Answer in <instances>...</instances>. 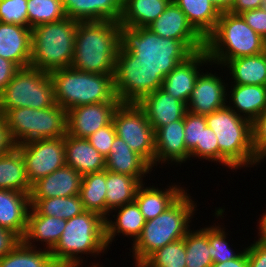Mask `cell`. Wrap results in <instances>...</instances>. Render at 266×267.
Masks as SVG:
<instances>
[{"mask_svg":"<svg viewBox=\"0 0 266 267\" xmlns=\"http://www.w3.org/2000/svg\"><path fill=\"white\" fill-rule=\"evenodd\" d=\"M218 74L206 71L196 79L194 90L187 103V110L196 115L207 116L227 106L228 86Z\"/></svg>","mask_w":266,"mask_h":267,"instance_id":"obj_16","label":"cell"},{"mask_svg":"<svg viewBox=\"0 0 266 267\" xmlns=\"http://www.w3.org/2000/svg\"><path fill=\"white\" fill-rule=\"evenodd\" d=\"M252 148L258 165L266 159V111L251 123Z\"/></svg>","mask_w":266,"mask_h":267,"instance_id":"obj_45","label":"cell"},{"mask_svg":"<svg viewBox=\"0 0 266 267\" xmlns=\"http://www.w3.org/2000/svg\"><path fill=\"white\" fill-rule=\"evenodd\" d=\"M19 68L11 61L0 56V93L14 77Z\"/></svg>","mask_w":266,"mask_h":267,"instance_id":"obj_50","label":"cell"},{"mask_svg":"<svg viewBox=\"0 0 266 267\" xmlns=\"http://www.w3.org/2000/svg\"><path fill=\"white\" fill-rule=\"evenodd\" d=\"M119 44L124 52L133 53L146 66L165 78L193 52L181 41L163 38L147 27H128L119 23Z\"/></svg>","mask_w":266,"mask_h":267,"instance_id":"obj_4","label":"cell"},{"mask_svg":"<svg viewBox=\"0 0 266 267\" xmlns=\"http://www.w3.org/2000/svg\"><path fill=\"white\" fill-rule=\"evenodd\" d=\"M193 28L206 39L216 28L221 12L209 0H173Z\"/></svg>","mask_w":266,"mask_h":267,"instance_id":"obj_31","label":"cell"},{"mask_svg":"<svg viewBox=\"0 0 266 267\" xmlns=\"http://www.w3.org/2000/svg\"><path fill=\"white\" fill-rule=\"evenodd\" d=\"M211 267H248L247 250L243 248V252L233 260L222 263H213Z\"/></svg>","mask_w":266,"mask_h":267,"instance_id":"obj_53","label":"cell"},{"mask_svg":"<svg viewBox=\"0 0 266 267\" xmlns=\"http://www.w3.org/2000/svg\"><path fill=\"white\" fill-rule=\"evenodd\" d=\"M229 69L231 83L266 86V51L226 61L222 67Z\"/></svg>","mask_w":266,"mask_h":267,"instance_id":"obj_30","label":"cell"},{"mask_svg":"<svg viewBox=\"0 0 266 267\" xmlns=\"http://www.w3.org/2000/svg\"><path fill=\"white\" fill-rule=\"evenodd\" d=\"M113 210L115 214L118 213L117 215H113L115 220L112 221L113 219L109 217L105 219V238L107 246L109 247V245L112 244L111 242H113L115 236L119 235V233H122V235L126 237L129 236V239L132 237L134 243L141 235L146 222L139 206L134 201Z\"/></svg>","mask_w":266,"mask_h":267,"instance_id":"obj_29","label":"cell"},{"mask_svg":"<svg viewBox=\"0 0 266 267\" xmlns=\"http://www.w3.org/2000/svg\"><path fill=\"white\" fill-rule=\"evenodd\" d=\"M15 147L21 152L31 185L65 165L64 137L25 142Z\"/></svg>","mask_w":266,"mask_h":267,"instance_id":"obj_13","label":"cell"},{"mask_svg":"<svg viewBox=\"0 0 266 267\" xmlns=\"http://www.w3.org/2000/svg\"><path fill=\"white\" fill-rule=\"evenodd\" d=\"M213 65L205 49L194 52L179 63L163 80L161 89L175 99L188 103L195 87V82L201 73V67Z\"/></svg>","mask_w":266,"mask_h":267,"instance_id":"obj_17","label":"cell"},{"mask_svg":"<svg viewBox=\"0 0 266 267\" xmlns=\"http://www.w3.org/2000/svg\"><path fill=\"white\" fill-rule=\"evenodd\" d=\"M189 155L184 141V118L170 122L155 131L154 166L160 163L162 166L165 162L181 165L189 160Z\"/></svg>","mask_w":266,"mask_h":267,"instance_id":"obj_18","label":"cell"},{"mask_svg":"<svg viewBox=\"0 0 266 267\" xmlns=\"http://www.w3.org/2000/svg\"><path fill=\"white\" fill-rule=\"evenodd\" d=\"M30 208L29 194L0 189V227L10 230L20 239L26 232Z\"/></svg>","mask_w":266,"mask_h":267,"instance_id":"obj_23","label":"cell"},{"mask_svg":"<svg viewBox=\"0 0 266 267\" xmlns=\"http://www.w3.org/2000/svg\"><path fill=\"white\" fill-rule=\"evenodd\" d=\"M20 240L21 239L10 230L0 227V259L9 253Z\"/></svg>","mask_w":266,"mask_h":267,"instance_id":"obj_49","label":"cell"},{"mask_svg":"<svg viewBox=\"0 0 266 267\" xmlns=\"http://www.w3.org/2000/svg\"><path fill=\"white\" fill-rule=\"evenodd\" d=\"M225 227L221 226H208V241H209V251L210 256L213 260V263H222L228 260L236 259L242 252H235L233 251L228 244L227 239V232H225Z\"/></svg>","mask_w":266,"mask_h":267,"instance_id":"obj_41","label":"cell"},{"mask_svg":"<svg viewBox=\"0 0 266 267\" xmlns=\"http://www.w3.org/2000/svg\"><path fill=\"white\" fill-rule=\"evenodd\" d=\"M211 63L222 67L232 59L266 51V40L247 25L241 15L221 12L215 30L205 39Z\"/></svg>","mask_w":266,"mask_h":267,"instance_id":"obj_6","label":"cell"},{"mask_svg":"<svg viewBox=\"0 0 266 267\" xmlns=\"http://www.w3.org/2000/svg\"><path fill=\"white\" fill-rule=\"evenodd\" d=\"M106 170L143 179L145 174H151L152 167L137 153H135L126 142L116 136L111 145L110 153L106 157Z\"/></svg>","mask_w":266,"mask_h":267,"instance_id":"obj_27","label":"cell"},{"mask_svg":"<svg viewBox=\"0 0 266 267\" xmlns=\"http://www.w3.org/2000/svg\"><path fill=\"white\" fill-rule=\"evenodd\" d=\"M4 118L15 146L35 140L61 138L67 134V110L58 104L43 109H10Z\"/></svg>","mask_w":266,"mask_h":267,"instance_id":"obj_9","label":"cell"},{"mask_svg":"<svg viewBox=\"0 0 266 267\" xmlns=\"http://www.w3.org/2000/svg\"><path fill=\"white\" fill-rule=\"evenodd\" d=\"M119 100L81 105L67 111V134L88 138L100 128L110 124Z\"/></svg>","mask_w":266,"mask_h":267,"instance_id":"obj_15","label":"cell"},{"mask_svg":"<svg viewBox=\"0 0 266 267\" xmlns=\"http://www.w3.org/2000/svg\"><path fill=\"white\" fill-rule=\"evenodd\" d=\"M163 80L161 72L146 66L133 53L124 52L119 47L114 87L121 103H138L144 96L161 88Z\"/></svg>","mask_w":266,"mask_h":267,"instance_id":"obj_11","label":"cell"},{"mask_svg":"<svg viewBox=\"0 0 266 267\" xmlns=\"http://www.w3.org/2000/svg\"><path fill=\"white\" fill-rule=\"evenodd\" d=\"M186 247V267H211L208 241V226L199 230H189L184 237Z\"/></svg>","mask_w":266,"mask_h":267,"instance_id":"obj_38","label":"cell"},{"mask_svg":"<svg viewBox=\"0 0 266 267\" xmlns=\"http://www.w3.org/2000/svg\"><path fill=\"white\" fill-rule=\"evenodd\" d=\"M247 25L266 40V10L252 9L240 14Z\"/></svg>","mask_w":266,"mask_h":267,"instance_id":"obj_47","label":"cell"},{"mask_svg":"<svg viewBox=\"0 0 266 267\" xmlns=\"http://www.w3.org/2000/svg\"><path fill=\"white\" fill-rule=\"evenodd\" d=\"M77 24L66 17L32 28L30 66L48 73L71 67Z\"/></svg>","mask_w":266,"mask_h":267,"instance_id":"obj_8","label":"cell"},{"mask_svg":"<svg viewBox=\"0 0 266 267\" xmlns=\"http://www.w3.org/2000/svg\"><path fill=\"white\" fill-rule=\"evenodd\" d=\"M206 123L216 134L222 166L235 170L258 165L252 148L250 121L225 106L207 115Z\"/></svg>","mask_w":266,"mask_h":267,"instance_id":"obj_5","label":"cell"},{"mask_svg":"<svg viewBox=\"0 0 266 267\" xmlns=\"http://www.w3.org/2000/svg\"><path fill=\"white\" fill-rule=\"evenodd\" d=\"M207 127L206 116L187 112L184 117V141L186 149L191 153L201 144L202 131Z\"/></svg>","mask_w":266,"mask_h":267,"instance_id":"obj_43","label":"cell"},{"mask_svg":"<svg viewBox=\"0 0 266 267\" xmlns=\"http://www.w3.org/2000/svg\"><path fill=\"white\" fill-rule=\"evenodd\" d=\"M117 136L113 123L100 128L95 133L86 138L90 144L98 151L103 157H107L110 153L111 145Z\"/></svg>","mask_w":266,"mask_h":267,"instance_id":"obj_46","label":"cell"},{"mask_svg":"<svg viewBox=\"0 0 266 267\" xmlns=\"http://www.w3.org/2000/svg\"><path fill=\"white\" fill-rule=\"evenodd\" d=\"M66 16L78 22L117 21L123 0H62Z\"/></svg>","mask_w":266,"mask_h":267,"instance_id":"obj_22","label":"cell"},{"mask_svg":"<svg viewBox=\"0 0 266 267\" xmlns=\"http://www.w3.org/2000/svg\"><path fill=\"white\" fill-rule=\"evenodd\" d=\"M211 1L218 9L220 12H226L228 11L235 0H209Z\"/></svg>","mask_w":266,"mask_h":267,"instance_id":"obj_55","label":"cell"},{"mask_svg":"<svg viewBox=\"0 0 266 267\" xmlns=\"http://www.w3.org/2000/svg\"><path fill=\"white\" fill-rule=\"evenodd\" d=\"M31 188L21 152L14 146L0 156V189L30 194Z\"/></svg>","mask_w":266,"mask_h":267,"instance_id":"obj_32","label":"cell"},{"mask_svg":"<svg viewBox=\"0 0 266 267\" xmlns=\"http://www.w3.org/2000/svg\"><path fill=\"white\" fill-rule=\"evenodd\" d=\"M112 123L117 136L154 168L155 131L144 110L137 103H120Z\"/></svg>","mask_w":266,"mask_h":267,"instance_id":"obj_12","label":"cell"},{"mask_svg":"<svg viewBox=\"0 0 266 267\" xmlns=\"http://www.w3.org/2000/svg\"><path fill=\"white\" fill-rule=\"evenodd\" d=\"M0 22L28 27L27 0H0Z\"/></svg>","mask_w":266,"mask_h":267,"instance_id":"obj_42","label":"cell"},{"mask_svg":"<svg viewBox=\"0 0 266 267\" xmlns=\"http://www.w3.org/2000/svg\"><path fill=\"white\" fill-rule=\"evenodd\" d=\"M64 146L65 164L82 176L105 170L106 158L86 138H77L66 134Z\"/></svg>","mask_w":266,"mask_h":267,"instance_id":"obj_24","label":"cell"},{"mask_svg":"<svg viewBox=\"0 0 266 267\" xmlns=\"http://www.w3.org/2000/svg\"><path fill=\"white\" fill-rule=\"evenodd\" d=\"M27 12L28 27L31 29L67 17L62 0H27Z\"/></svg>","mask_w":266,"mask_h":267,"instance_id":"obj_39","label":"cell"},{"mask_svg":"<svg viewBox=\"0 0 266 267\" xmlns=\"http://www.w3.org/2000/svg\"><path fill=\"white\" fill-rule=\"evenodd\" d=\"M31 28L0 22V56L18 68L30 66Z\"/></svg>","mask_w":266,"mask_h":267,"instance_id":"obj_21","label":"cell"},{"mask_svg":"<svg viewBox=\"0 0 266 267\" xmlns=\"http://www.w3.org/2000/svg\"><path fill=\"white\" fill-rule=\"evenodd\" d=\"M106 192V169L83 175L79 196L86 211L106 219Z\"/></svg>","mask_w":266,"mask_h":267,"instance_id":"obj_35","label":"cell"},{"mask_svg":"<svg viewBox=\"0 0 266 267\" xmlns=\"http://www.w3.org/2000/svg\"><path fill=\"white\" fill-rule=\"evenodd\" d=\"M65 226L66 219L40 215L31 207L26 232L21 240L31 247H36L33 245L35 241L42 242L44 249L51 251L60 240Z\"/></svg>","mask_w":266,"mask_h":267,"instance_id":"obj_26","label":"cell"},{"mask_svg":"<svg viewBox=\"0 0 266 267\" xmlns=\"http://www.w3.org/2000/svg\"><path fill=\"white\" fill-rule=\"evenodd\" d=\"M54 87L55 103L65 110L77 106L119 100L114 87V74H96L72 67L49 73Z\"/></svg>","mask_w":266,"mask_h":267,"instance_id":"obj_7","label":"cell"},{"mask_svg":"<svg viewBox=\"0 0 266 267\" xmlns=\"http://www.w3.org/2000/svg\"><path fill=\"white\" fill-rule=\"evenodd\" d=\"M185 191L169 208L145 222L141 235L132 244L134 263H143L156 250L184 239L190 230L197 203Z\"/></svg>","mask_w":266,"mask_h":267,"instance_id":"obj_3","label":"cell"},{"mask_svg":"<svg viewBox=\"0 0 266 267\" xmlns=\"http://www.w3.org/2000/svg\"><path fill=\"white\" fill-rule=\"evenodd\" d=\"M143 179L106 170V218L113 209L134 202Z\"/></svg>","mask_w":266,"mask_h":267,"instance_id":"obj_33","label":"cell"},{"mask_svg":"<svg viewBox=\"0 0 266 267\" xmlns=\"http://www.w3.org/2000/svg\"><path fill=\"white\" fill-rule=\"evenodd\" d=\"M31 207L40 215L71 219L85 211L79 195L30 199Z\"/></svg>","mask_w":266,"mask_h":267,"instance_id":"obj_37","label":"cell"},{"mask_svg":"<svg viewBox=\"0 0 266 267\" xmlns=\"http://www.w3.org/2000/svg\"><path fill=\"white\" fill-rule=\"evenodd\" d=\"M53 81L48 72L28 66L19 68L0 93V113L21 107L43 109L54 106Z\"/></svg>","mask_w":266,"mask_h":267,"instance_id":"obj_10","label":"cell"},{"mask_svg":"<svg viewBox=\"0 0 266 267\" xmlns=\"http://www.w3.org/2000/svg\"><path fill=\"white\" fill-rule=\"evenodd\" d=\"M262 2L263 0H235L228 12L240 15L248 10L262 8Z\"/></svg>","mask_w":266,"mask_h":267,"instance_id":"obj_52","label":"cell"},{"mask_svg":"<svg viewBox=\"0 0 266 267\" xmlns=\"http://www.w3.org/2000/svg\"><path fill=\"white\" fill-rule=\"evenodd\" d=\"M248 267H266V245L259 239L246 247Z\"/></svg>","mask_w":266,"mask_h":267,"instance_id":"obj_48","label":"cell"},{"mask_svg":"<svg viewBox=\"0 0 266 267\" xmlns=\"http://www.w3.org/2000/svg\"><path fill=\"white\" fill-rule=\"evenodd\" d=\"M259 233L258 238L259 240L266 245V212L261 216V218H259Z\"/></svg>","mask_w":266,"mask_h":267,"instance_id":"obj_54","label":"cell"},{"mask_svg":"<svg viewBox=\"0 0 266 267\" xmlns=\"http://www.w3.org/2000/svg\"><path fill=\"white\" fill-rule=\"evenodd\" d=\"M147 28L160 37L181 40L193 53L205 49V39L173 0Z\"/></svg>","mask_w":266,"mask_h":267,"instance_id":"obj_14","label":"cell"},{"mask_svg":"<svg viewBox=\"0 0 266 267\" xmlns=\"http://www.w3.org/2000/svg\"><path fill=\"white\" fill-rule=\"evenodd\" d=\"M137 104L144 110L154 131L183 119L188 112L186 103L175 99L161 88L144 96Z\"/></svg>","mask_w":266,"mask_h":267,"instance_id":"obj_19","label":"cell"},{"mask_svg":"<svg viewBox=\"0 0 266 267\" xmlns=\"http://www.w3.org/2000/svg\"><path fill=\"white\" fill-rule=\"evenodd\" d=\"M184 239L177 240L152 253L143 264L146 267H186Z\"/></svg>","mask_w":266,"mask_h":267,"instance_id":"obj_40","label":"cell"},{"mask_svg":"<svg viewBox=\"0 0 266 267\" xmlns=\"http://www.w3.org/2000/svg\"><path fill=\"white\" fill-rule=\"evenodd\" d=\"M119 47V22H78L71 67L88 73L114 74Z\"/></svg>","mask_w":266,"mask_h":267,"instance_id":"obj_1","label":"cell"},{"mask_svg":"<svg viewBox=\"0 0 266 267\" xmlns=\"http://www.w3.org/2000/svg\"><path fill=\"white\" fill-rule=\"evenodd\" d=\"M142 183L136 193L135 202L145 220L157 217L169 208L187 189L179 185H169L165 190L152 185L144 187Z\"/></svg>","mask_w":266,"mask_h":267,"instance_id":"obj_28","label":"cell"},{"mask_svg":"<svg viewBox=\"0 0 266 267\" xmlns=\"http://www.w3.org/2000/svg\"><path fill=\"white\" fill-rule=\"evenodd\" d=\"M231 85V88H227L231 89L227 90V93H230L227 94V99L229 98L227 106L240 117L245 118L252 123L266 111V86Z\"/></svg>","mask_w":266,"mask_h":267,"instance_id":"obj_25","label":"cell"},{"mask_svg":"<svg viewBox=\"0 0 266 267\" xmlns=\"http://www.w3.org/2000/svg\"><path fill=\"white\" fill-rule=\"evenodd\" d=\"M26 245L22 240L0 259V267H58L50 250Z\"/></svg>","mask_w":266,"mask_h":267,"instance_id":"obj_36","label":"cell"},{"mask_svg":"<svg viewBox=\"0 0 266 267\" xmlns=\"http://www.w3.org/2000/svg\"><path fill=\"white\" fill-rule=\"evenodd\" d=\"M107 248L105 218L85 210L66 220L61 238L50 252L58 267H83L82 254H95L96 258L105 253Z\"/></svg>","mask_w":266,"mask_h":267,"instance_id":"obj_2","label":"cell"},{"mask_svg":"<svg viewBox=\"0 0 266 267\" xmlns=\"http://www.w3.org/2000/svg\"><path fill=\"white\" fill-rule=\"evenodd\" d=\"M135 267H146L143 263H134Z\"/></svg>","mask_w":266,"mask_h":267,"instance_id":"obj_56","label":"cell"},{"mask_svg":"<svg viewBox=\"0 0 266 267\" xmlns=\"http://www.w3.org/2000/svg\"><path fill=\"white\" fill-rule=\"evenodd\" d=\"M82 175L72 167L64 165L32 184L30 199H48L79 195Z\"/></svg>","mask_w":266,"mask_h":267,"instance_id":"obj_20","label":"cell"},{"mask_svg":"<svg viewBox=\"0 0 266 267\" xmlns=\"http://www.w3.org/2000/svg\"><path fill=\"white\" fill-rule=\"evenodd\" d=\"M262 8L266 10V0H263V2H262Z\"/></svg>","mask_w":266,"mask_h":267,"instance_id":"obj_58","label":"cell"},{"mask_svg":"<svg viewBox=\"0 0 266 267\" xmlns=\"http://www.w3.org/2000/svg\"><path fill=\"white\" fill-rule=\"evenodd\" d=\"M205 159L212 162L219 163V147L217 137L214 131L208 126L202 131L201 144H197L196 148L190 153V158Z\"/></svg>","mask_w":266,"mask_h":267,"instance_id":"obj_44","label":"cell"},{"mask_svg":"<svg viewBox=\"0 0 266 267\" xmlns=\"http://www.w3.org/2000/svg\"><path fill=\"white\" fill-rule=\"evenodd\" d=\"M14 146L15 145L9 136L5 118L0 113V156L9 152Z\"/></svg>","mask_w":266,"mask_h":267,"instance_id":"obj_51","label":"cell"},{"mask_svg":"<svg viewBox=\"0 0 266 267\" xmlns=\"http://www.w3.org/2000/svg\"><path fill=\"white\" fill-rule=\"evenodd\" d=\"M98 265H99V263H97V264L94 263V264H92L90 267H103L102 265H99V266H98ZM88 267H89V265H88Z\"/></svg>","mask_w":266,"mask_h":267,"instance_id":"obj_57","label":"cell"},{"mask_svg":"<svg viewBox=\"0 0 266 267\" xmlns=\"http://www.w3.org/2000/svg\"><path fill=\"white\" fill-rule=\"evenodd\" d=\"M172 0H123L119 23L128 27H147Z\"/></svg>","mask_w":266,"mask_h":267,"instance_id":"obj_34","label":"cell"}]
</instances>
